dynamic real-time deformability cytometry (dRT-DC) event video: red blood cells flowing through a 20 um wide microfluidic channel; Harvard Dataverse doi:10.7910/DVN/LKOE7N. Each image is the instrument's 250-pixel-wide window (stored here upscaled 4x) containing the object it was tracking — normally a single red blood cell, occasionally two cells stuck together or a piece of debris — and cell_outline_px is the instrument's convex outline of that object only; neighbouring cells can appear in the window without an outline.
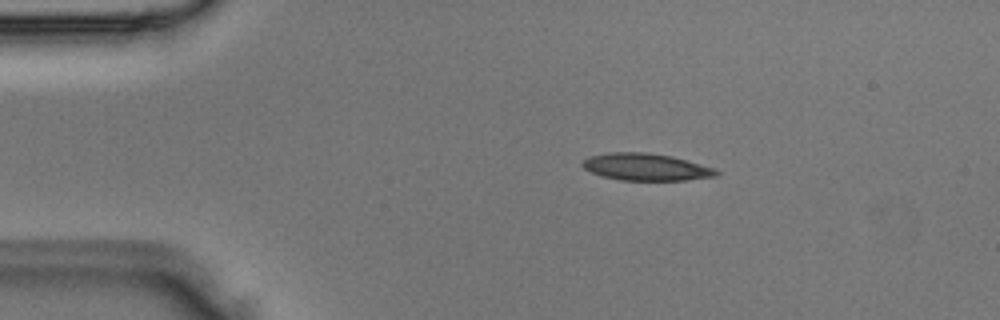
{"species": "Egyptian fruit bat (a non-hibernating species)", "species_latin": "Rousettus aegyptiacus", "temperature_condition": "room temperature", "stored_images_in_passage": 7, "camera_frame_rate_fps": 3000, "um_per_image_px": 0.085, "animal": {"sex": "male"}, "frame": {"image": 1, "passage_image": 2, "time_ms": 0.333, "image_size_px": [1000, 320], "cell_outline_px": [[720, 172], [716, 176], [684, 180], [620, 180], [604, 176], [592, 172], [584, 168], [580, 164], [588, 156], [608, 152], [644, 152], [672, 156], [716, 168]], "centroid_in_image_um": [54.91, 14.18], "position_along_channel_um": 30.1, "area_um2": 21.1}}
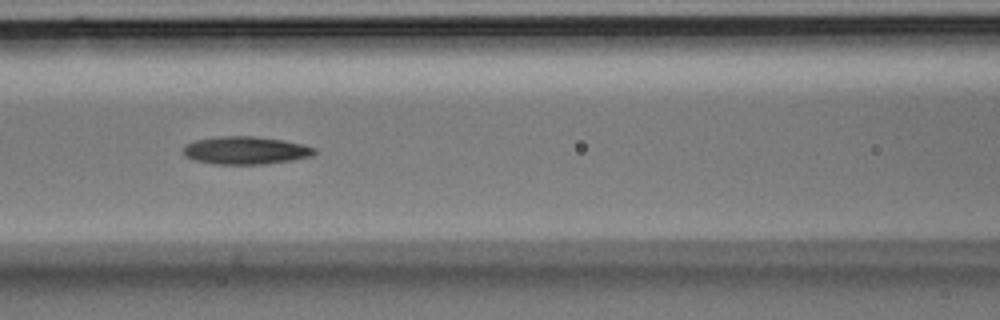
{"frame": {"image": 2, "passage_image": 5, "time_ms": 1.333, "image_size_px": [1000, 320], "cell_outline_px": [[316, 152], [312, 156], [292, 160], [264, 164], [212, 164], [196, 160], [184, 156], [184, 148], [188, 144], [196, 140], [220, 136], [252, 136], [284, 140], [316, 148]], "centroid_in_image_um": [20.89, 12.79], "position_along_channel_um": 145.7, "area_um2": 21.1}}
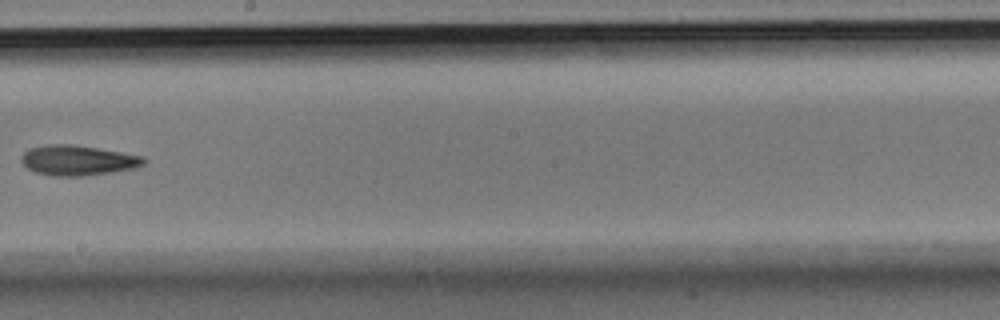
{"frame": {"image": 3, "passage_image": 7, "time_ms": 2.0, "image_size_px": [1000, 320], "cell_outline_px": [[148, 160], [144, 164], [132, 168], [84, 176], [52, 176], [36, 172], [28, 168], [20, 160], [20, 156], [28, 148], [48, 144], [72, 144], [144, 156]], "centroid_in_image_um": [6.58, 13.62], "position_along_channel_um": 241.6, "area_um2": 21.39}}